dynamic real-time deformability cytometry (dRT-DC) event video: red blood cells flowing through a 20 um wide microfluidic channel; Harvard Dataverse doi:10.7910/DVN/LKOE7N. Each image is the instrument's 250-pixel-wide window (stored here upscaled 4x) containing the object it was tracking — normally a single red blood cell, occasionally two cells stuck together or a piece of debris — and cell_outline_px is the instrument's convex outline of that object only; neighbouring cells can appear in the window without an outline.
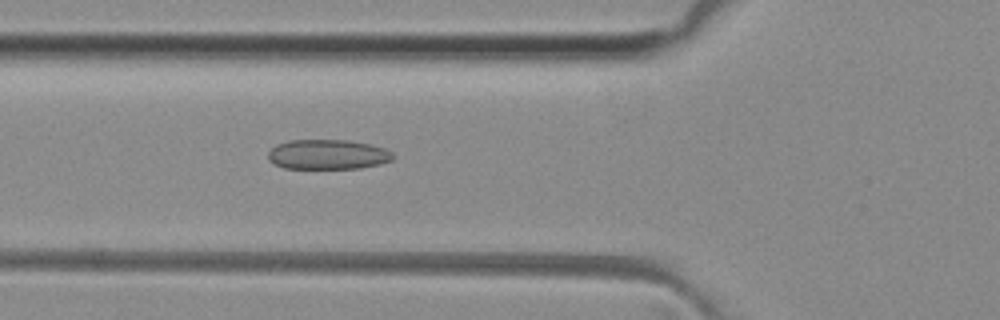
{"species": "common noctule bat (a hibernating species)", "species_latin": "Nyctalus noctula", "temperature_condition": "room temperature", "stored_images_in_passage": 39, "camera_frame_rate_fps": 3000, "um_per_image_px": 0.085, "animal": {"sex": "female", "body_mass_g": 29.2, "forearm_length_mm": 56.3}, "frame": {"image": 1, "passage_image": 7, "time_ms": 2.0, "image_size_px": [1000, 320], "cell_outline_px": [[392, 160], [380, 164], [360, 168], [284, 168], [272, 164], [268, 160], [268, 152], [276, 144], [288, 140], [348, 140], [368, 144], [384, 148], [392, 152]], "centroid_in_image_um": [27.81, 13.13], "position_along_channel_um": 98.0, "area_um2": 21.73}}
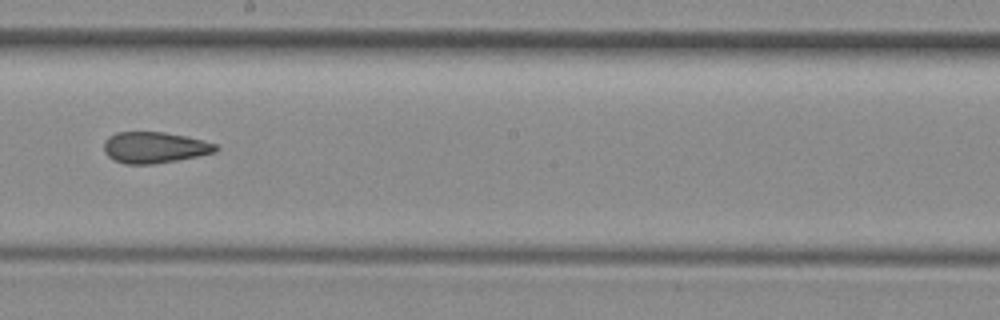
{"frame": {"image": 2, "passage_image": 17, "time_ms": 5.333, "image_size_px": [1000, 320], "cell_outline_px": [[220, 148], [216, 152], [176, 160], [152, 164], [124, 164], [108, 156], [104, 152], [104, 140], [108, 136], [116, 132], [164, 132], [184, 136], [216, 144]], "centroid_in_image_um": [13.1, 12.53], "position_along_channel_um": 235.1, "area_um2": 20.17}}
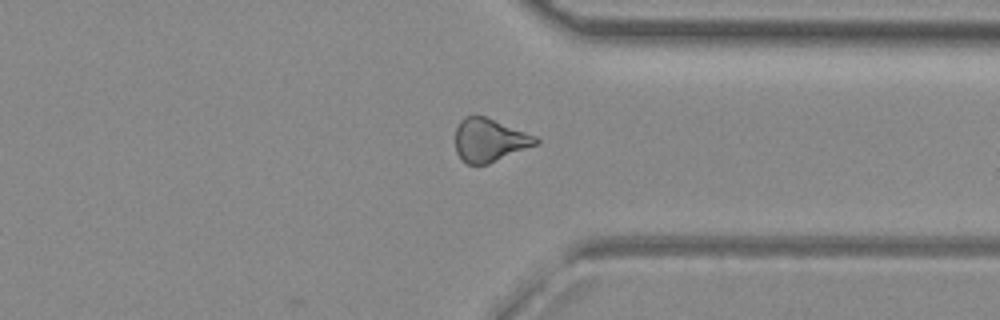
{"frame": {"image": 3, "passage_image": 27, "time_ms": 8.667, "image_size_px": [1000, 320], "cell_outline_px": [[540, 140], [536, 144], [488, 164], [468, 164], [456, 152], [456, 128], [460, 120], [464, 116], [484, 116], [536, 136]], "centroid_in_image_um": [41.59, 11.9], "position_along_channel_um": 369.8, "area_um2": 19.83}, "authors_computed_cell_mechanics": {"area_um2": 20.7502, "velocity_mm_per_s": 4.0979, "shape_relaxation_time_tau1_ms": null, "shape_relaxation_time_tau2_ms": 3.6906, "deformation_change_tau1": null, "deformation_change_tau2": 0.1297}}